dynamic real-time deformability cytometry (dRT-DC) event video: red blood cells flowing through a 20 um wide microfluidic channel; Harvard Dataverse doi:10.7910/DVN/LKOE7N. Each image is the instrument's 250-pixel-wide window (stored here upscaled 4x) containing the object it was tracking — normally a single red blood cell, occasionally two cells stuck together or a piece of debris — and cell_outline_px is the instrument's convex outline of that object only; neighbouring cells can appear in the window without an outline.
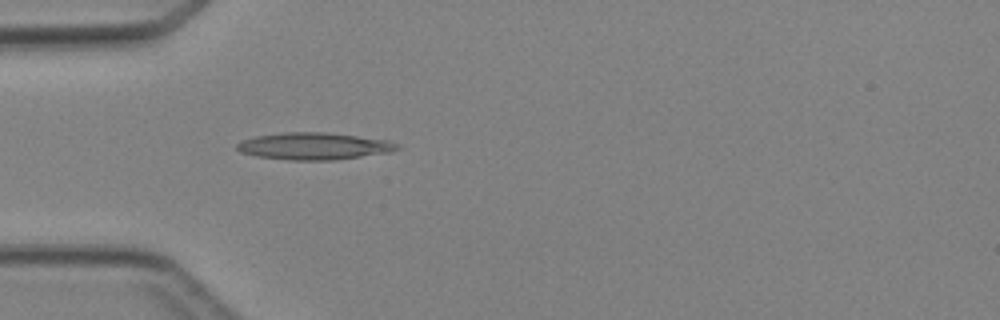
{"species": "Egyptian fruit bat (a non-hibernating species)", "species_latin": "Rousettus aegyptiacus", "temperature_condition": "cold", "stored_images_in_passage": 2, "camera_frame_rate_fps": 3000, "um_per_image_px": 0.085, "animal": {"sex": "female"}, "frame": {"image": 1, "passage_image": 2, "time_ms": 1.0, "image_size_px": [1000, 320], "cell_outline_px": [[400, 148], [392, 152], [336, 160], [288, 160], [256, 156], [240, 152], [236, 148], [236, 144], [240, 140], [256, 136], [284, 132], [324, 132], [388, 140], [396, 144]], "centroid_in_image_um": [26.66, 12.43], "position_along_channel_um": 58.3, "area_um2": 25.32}}